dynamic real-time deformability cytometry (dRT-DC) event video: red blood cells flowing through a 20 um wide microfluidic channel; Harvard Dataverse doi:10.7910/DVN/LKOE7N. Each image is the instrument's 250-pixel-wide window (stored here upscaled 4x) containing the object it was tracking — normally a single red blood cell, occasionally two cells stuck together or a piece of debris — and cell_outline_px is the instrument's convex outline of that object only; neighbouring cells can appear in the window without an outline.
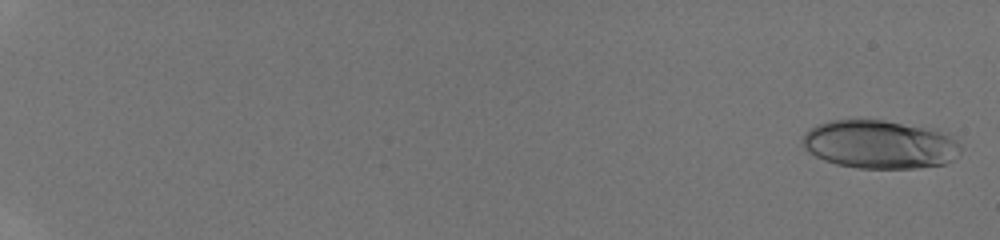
{"species": "human", "species_latin": "Homo sapiens", "temperature_condition": "room temperature", "stored_images_in_passage": 47, "camera_frame_rate_fps": 3000, "um_per_image_px": 0.085, "donor": {"sex": "male"}, "frame": {"image": 1, "passage_image": 2, "time_ms": 0.333, "image_size_px": [1000, 240], "cell_outline_px": [[960, 152], [952, 160], [944, 164], [920, 168], [856, 168], [836, 164], [824, 160], [808, 152], [800, 144], [800, 140], [804, 132], [808, 128], [816, 124], [828, 120], [884, 120], [936, 128], [960, 144]], "centroid_in_image_um": [74.72, 12.26], "position_along_channel_um": 10.3, "area_um2": 45.2}}
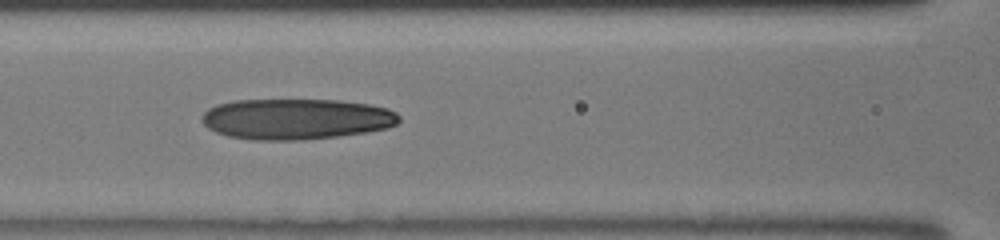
{"frame": {"image": 2, "passage_image": 25, "time_ms": 8.0, "image_size_px": [1000, 240], "cell_outline_px": [[400, 120], [396, 124], [388, 128], [368, 132], [304, 140], [252, 140], [228, 136], [216, 132], [208, 128], [200, 120], [200, 116], [208, 108], [216, 104], [232, 100], [340, 100], [368, 104], [388, 108], [396, 112], [400, 116]], "centroid_in_image_um": [25.15, 10.11], "position_along_channel_um": 141.4, "area_um2": 47.28}}
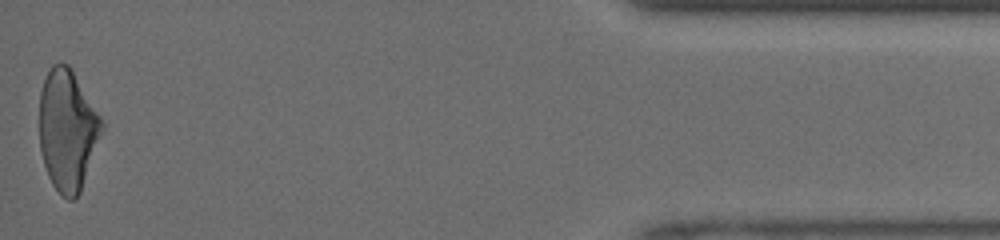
{"frame": {"image": 3, "passage_image": 47, "time_ms": 15.333, "image_size_px": [1000, 240], "cell_outline_px": [[104, 128], [80, 192], [72, 200], [68, 200], [52, 184], [48, 176], [44, 164], [40, 148], [40, 92], [44, 80], [52, 64], [68, 64], [72, 68], [100, 116], [104, 124]], "centroid_in_image_um": [5.74, 11.04], "position_along_channel_um": 429.5, "area_um2": 43.64}}